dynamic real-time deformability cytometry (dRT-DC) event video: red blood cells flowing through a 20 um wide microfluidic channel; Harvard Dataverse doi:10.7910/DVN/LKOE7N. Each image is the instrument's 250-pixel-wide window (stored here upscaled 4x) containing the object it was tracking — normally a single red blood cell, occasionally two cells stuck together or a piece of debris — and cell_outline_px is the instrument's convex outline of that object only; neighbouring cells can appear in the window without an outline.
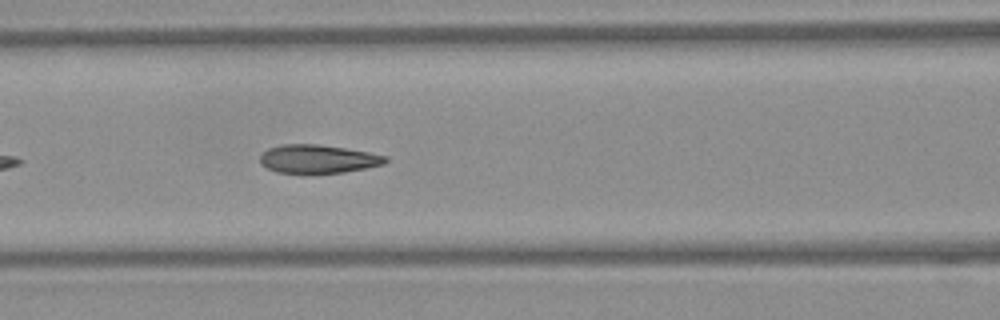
{"species": "Egyptian fruit bat (a non-hibernating species)", "species_latin": "Rousettus aegyptiacus", "temperature_condition": "warm", "stored_images_in_passage": 34, "camera_frame_rate_fps": 3000, "um_per_image_px": 0.085, "frame": {"image": 1, "passage_image": 10, "time_ms": 3.0, "image_size_px": [1000, 320], "cell_outline_px": [[388, 160], [384, 164], [344, 172], [312, 176], [304, 176], [276, 172], [260, 164], [260, 156], [268, 148], [284, 144], [316, 144], [344, 148], [368, 152], [388, 156]], "centroid_in_image_um": [26.99, 13.56], "position_along_channel_um": 139.6, "area_um2": 21.5}}
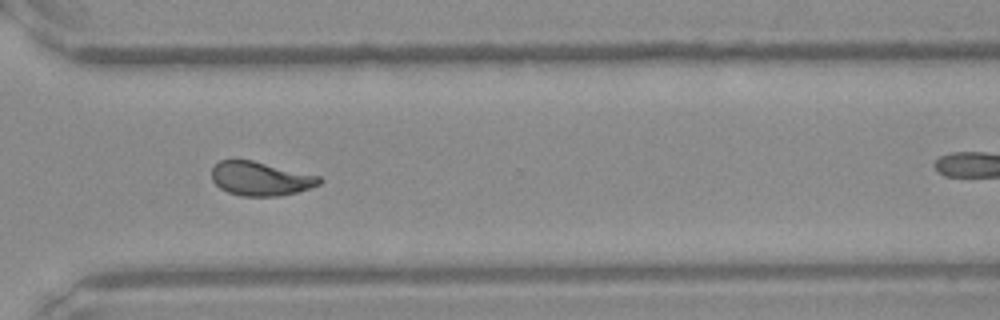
{"frame": {"image": 2, "passage_image": 25, "time_ms": 8.0, "image_size_px": [1000, 320], "cell_outline_px": [[324, 180], [320, 184], [296, 192], [280, 196], [240, 196], [228, 192], [220, 188], [212, 180], [212, 168], [220, 160], [252, 160], [320, 176]], "centroid_in_image_um": [22.15, 15.19], "position_along_channel_um": 348.5, "area_um2": 21.21}, "authors_computed_cell_mechanics": {"area_um2": 21.1837, "velocity_mm_per_s": 4.1735, "shape_relaxation_time_tau1_ms": 5.6734, "shape_relaxation_time_tau2_ms": 1.0207, "deformation_change_tau1": 0.1744, "deformation_change_tau2": 0.0682}}